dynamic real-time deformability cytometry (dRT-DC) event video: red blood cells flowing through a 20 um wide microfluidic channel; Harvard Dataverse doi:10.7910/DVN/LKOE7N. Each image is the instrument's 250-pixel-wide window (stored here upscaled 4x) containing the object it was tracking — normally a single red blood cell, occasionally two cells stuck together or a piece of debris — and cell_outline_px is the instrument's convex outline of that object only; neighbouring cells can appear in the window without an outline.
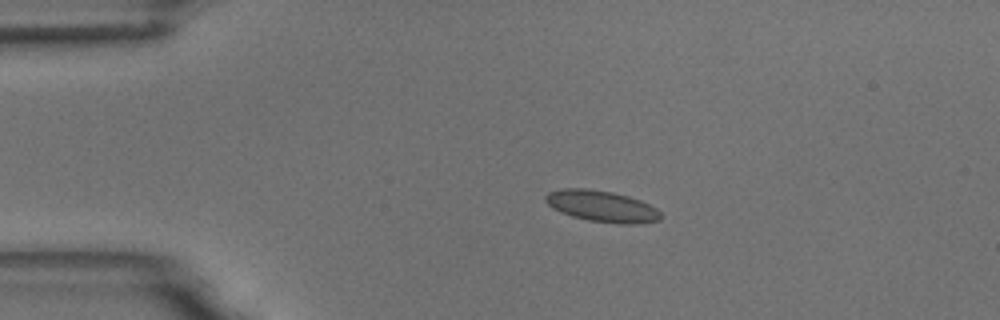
{"species": "common noctule bat (a hibernating species)", "species_latin": "Nyctalus noctula", "temperature_condition": "room temperature", "stored_images_in_passage": 4, "camera_frame_rate_fps": 3000, "um_per_image_px": 0.085, "animal": {"sex": "male", "body_mass_g": 18.8}, "frame": {"image": 1, "passage_image": 2, "time_ms": 1.0, "image_size_px": [1000, 320], "cell_outline_px": [[664, 216], [660, 220], [640, 224], [620, 224], [588, 220], [572, 216], [560, 212], [552, 208], [544, 200], [544, 196], [548, 192], [564, 188], [584, 188], [612, 192], [628, 196], [640, 200], [656, 208]], "centroid_in_image_um": [51.16, 17.54], "position_along_channel_um": 33.8, "area_um2": 21.15}}
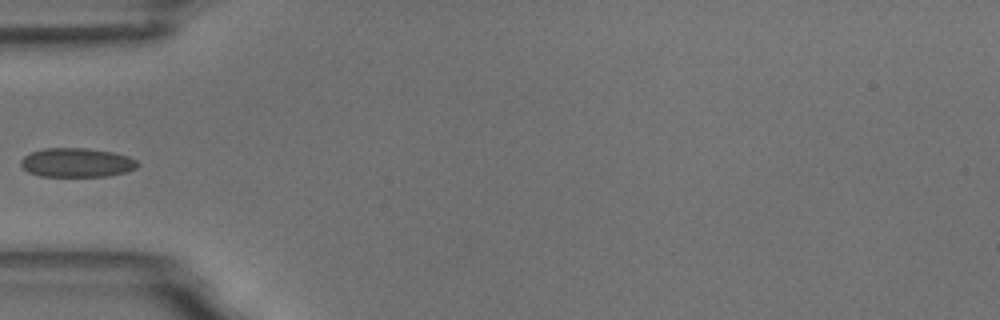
{"frame": {"image": 2, "passage_image": 4, "time_ms": 3.333, "image_size_px": [1000, 320], "cell_outline_px": [[140, 164], [136, 168], [128, 172], [108, 176], [40, 176], [28, 172], [20, 164], [20, 160], [24, 156], [32, 152], [44, 148], [84, 148], [112, 152], [128, 156], [136, 160]], "centroid_in_image_um": [6.54, 13.82], "position_along_channel_um": 78.5, "area_um2": 19.83}}